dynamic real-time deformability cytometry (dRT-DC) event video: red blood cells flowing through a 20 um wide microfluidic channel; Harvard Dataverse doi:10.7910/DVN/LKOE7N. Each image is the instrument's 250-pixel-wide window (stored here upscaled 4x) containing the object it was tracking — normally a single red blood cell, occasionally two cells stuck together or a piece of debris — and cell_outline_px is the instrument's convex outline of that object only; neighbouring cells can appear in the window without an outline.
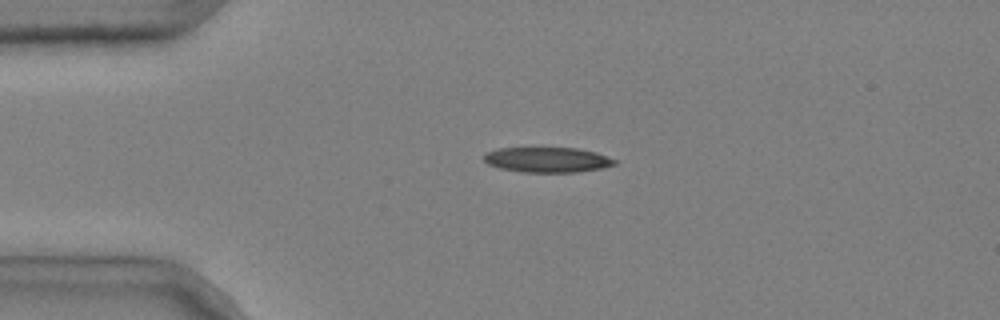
{"species": "common noctule bat (a hibernating species)", "species_latin": "Nyctalus noctula", "temperature_condition": "cold", "stored_images_in_passage": 2, "camera_frame_rate_fps": 3000, "um_per_image_px": 0.085, "animal": {"sex": "male", "body_mass_g": 20.4}, "frame": {"image": 1, "passage_image": 2, "time_ms": 0.333, "image_size_px": [1000, 320], "cell_outline_px": [[616, 164], [600, 168], [576, 172], [524, 172], [500, 168], [488, 164], [484, 160], [484, 152], [496, 148], [536, 144], [540, 144], [576, 148], [596, 152], [616, 160]], "centroid_in_image_um": [46.43, 13.51], "position_along_channel_um": 38.6, "area_um2": 20.29}}